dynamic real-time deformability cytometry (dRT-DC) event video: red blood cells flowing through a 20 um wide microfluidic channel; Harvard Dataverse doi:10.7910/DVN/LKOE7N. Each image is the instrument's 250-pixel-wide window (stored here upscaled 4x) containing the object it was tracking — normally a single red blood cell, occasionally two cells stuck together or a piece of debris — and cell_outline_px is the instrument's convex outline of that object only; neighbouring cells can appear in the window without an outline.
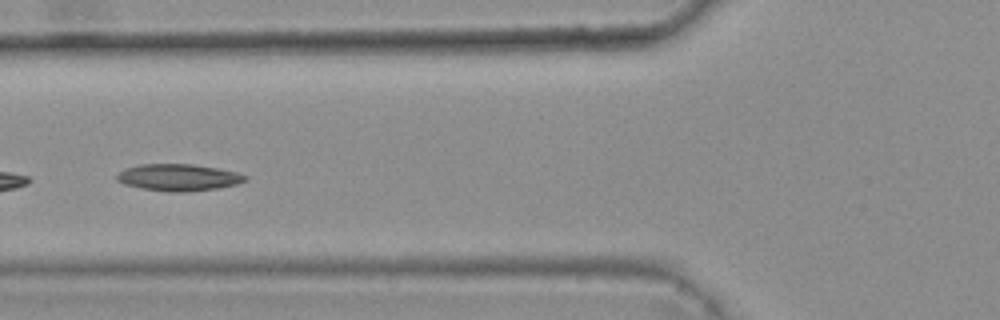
{"species": "common noctule bat (a hibernating species)", "species_latin": "Nyctalus noctula", "temperature_condition": "warm", "stored_images_in_passage": 8, "camera_frame_rate_fps": 3000, "um_per_image_px": 0.085, "animal": {"sex": "female", "body_mass_g": 25.1}, "frame": {"image": 1, "passage_image": 6, "time_ms": 1.667, "image_size_px": [1000, 320], "cell_outline_px": [[248, 180], [236, 184], [216, 188], [184, 192], [172, 192], [144, 188], [124, 184], [116, 180], [116, 176], [120, 172], [128, 168], [140, 164], [192, 164], [216, 168], [236, 172], [248, 176]], "centroid_in_image_um": [15.19, 15.08], "position_along_channel_um": 110.6, "area_um2": 19.77}}
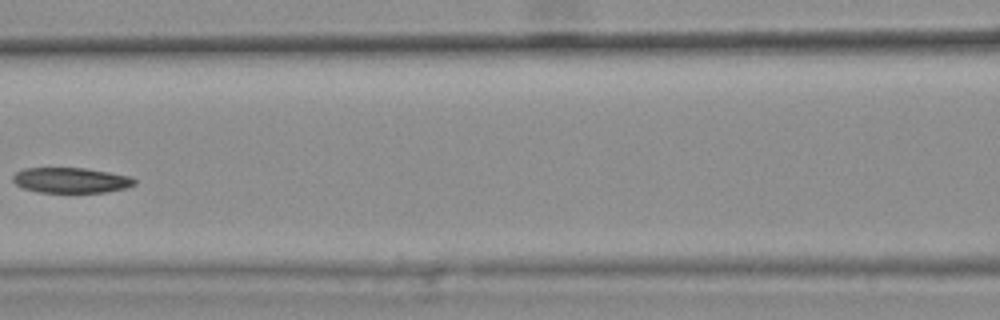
{"frame": {"image": 2, "passage_image": 7, "time_ms": 2.0, "image_size_px": [1000, 320], "cell_outline_px": [[136, 184], [128, 188], [104, 192], [36, 192], [24, 188], [16, 184], [12, 180], [12, 176], [16, 172], [24, 168], [84, 168], [108, 172], [128, 176], [136, 180]], "centroid_in_image_um": [6.02, 15.32], "position_along_channel_um": 160.6, "area_um2": 17.92}}